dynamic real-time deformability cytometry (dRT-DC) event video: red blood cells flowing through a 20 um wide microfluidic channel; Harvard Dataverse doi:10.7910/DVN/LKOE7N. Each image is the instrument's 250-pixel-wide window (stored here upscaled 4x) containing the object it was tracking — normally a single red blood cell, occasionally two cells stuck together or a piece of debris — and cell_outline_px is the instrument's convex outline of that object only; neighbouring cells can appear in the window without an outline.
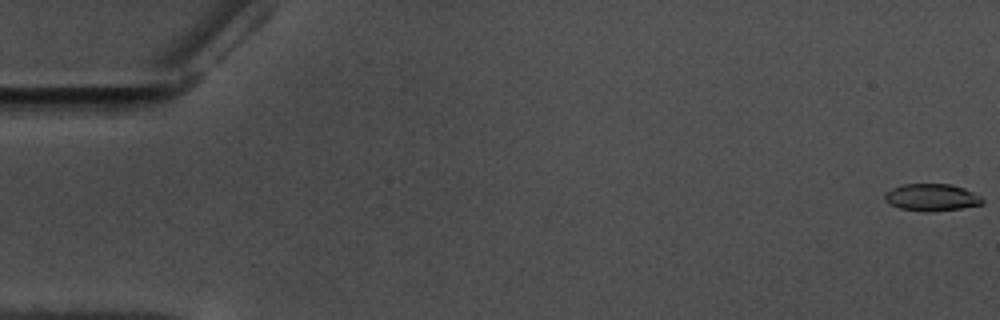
{"species": "common noctule bat (a hibernating species)", "species_latin": "Nyctalus noctula", "temperature_condition": "warm", "stored_images_in_passage": 59, "camera_frame_rate_fps": 3000, "um_per_image_px": 0.085, "animal": {"sex": "male", "body_mass_g": 17.5, "forearm_length_mm": 52.3}, "frame": {"image": 1, "passage_image": 1, "time_ms": 0.0, "image_size_px": [1000, 320], "cell_outline_px": [[984, 204], [960, 208], [932, 212], [924, 212], [900, 208], [884, 200], [884, 196], [892, 188], [904, 184], [952, 184], [964, 188], [980, 196], [984, 200]], "centroid_in_image_um": [79.22, 16.78], "position_along_channel_um": 5.8, "area_um2": 15.37}}
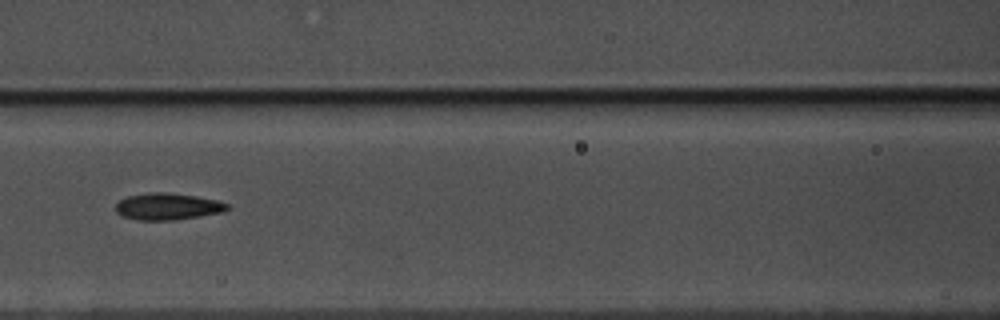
{"frame": {"image": 2, "passage_image": 27, "time_ms": 8.667, "image_size_px": [1000, 320], "cell_outline_px": [[228, 208], [220, 212], [200, 216], [172, 220], [136, 220], [120, 216], [116, 212], [116, 204], [120, 200], [128, 196], [148, 192], [168, 192], [196, 196], [216, 200], [228, 204]], "centroid_in_image_um": [14.19, 17.55], "position_along_channel_um": 152.4, "area_um2": 17.34}}
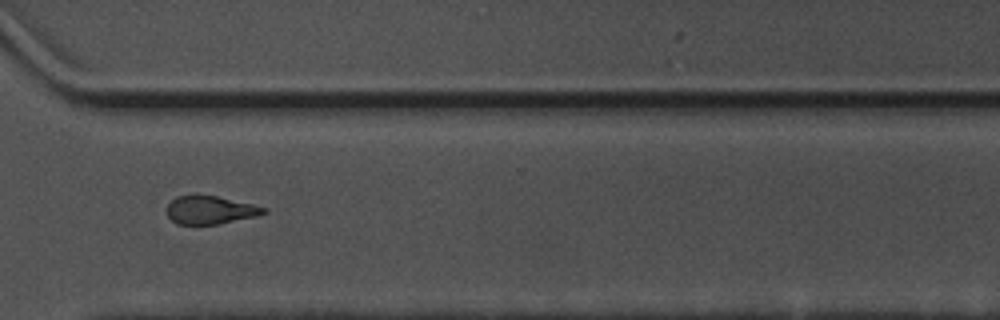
{"frame": {"image": 3, "passage_image": 44, "time_ms": 14.333, "image_size_px": [1000, 320], "cell_outline_px": [[268, 212], [256, 216], [220, 224], [176, 224], [168, 216], [168, 204], [176, 196], [196, 192], [216, 196], [252, 204], [268, 208]], "centroid_in_image_um": [17.86, 17.82], "position_along_channel_um": 352.7, "area_um2": 16.24}, "authors_computed_cell_mechanics": {"area_um2": 16.8776, "velocity_mm_per_s": 3.5381, "shape_relaxation_time_tau1_ms": 4.5322, "shape_relaxation_time_tau2_ms": 2.6352, "deformation_change_tau1": 0.1457, "deformation_change_tau2": 0.1006}}